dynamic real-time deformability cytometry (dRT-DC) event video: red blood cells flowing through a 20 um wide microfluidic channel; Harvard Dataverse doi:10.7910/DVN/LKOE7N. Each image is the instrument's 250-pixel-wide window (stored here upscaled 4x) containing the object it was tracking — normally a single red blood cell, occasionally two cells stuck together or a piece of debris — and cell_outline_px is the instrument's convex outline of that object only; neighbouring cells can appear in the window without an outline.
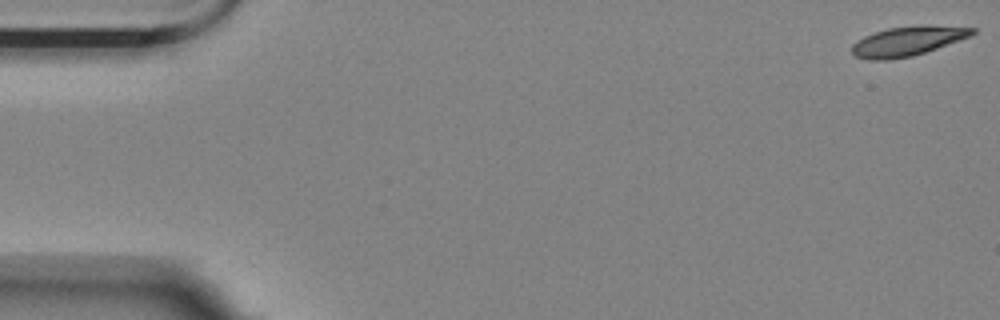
{"species": "Egyptian fruit bat (a non-hibernating species)", "species_latin": "Rousettus aegyptiacus", "temperature_condition": "room temperature", "stored_images_in_passage": 4, "camera_frame_rate_fps": 3000, "um_per_image_px": 0.085, "animal": {"sex": "female"}, "frame": {"image": 1, "passage_image": 1, "time_ms": 0.0, "image_size_px": [1000, 320], "cell_outline_px": [[976, 32], [972, 36], [912, 56], [888, 60], [868, 60], [856, 56], [852, 52], [852, 44], [856, 40], [864, 36], [888, 28], [924, 24], [976, 28]], "centroid_in_image_um": [77.15, 3.48], "position_along_channel_um": 7.8, "area_um2": 20.75}}